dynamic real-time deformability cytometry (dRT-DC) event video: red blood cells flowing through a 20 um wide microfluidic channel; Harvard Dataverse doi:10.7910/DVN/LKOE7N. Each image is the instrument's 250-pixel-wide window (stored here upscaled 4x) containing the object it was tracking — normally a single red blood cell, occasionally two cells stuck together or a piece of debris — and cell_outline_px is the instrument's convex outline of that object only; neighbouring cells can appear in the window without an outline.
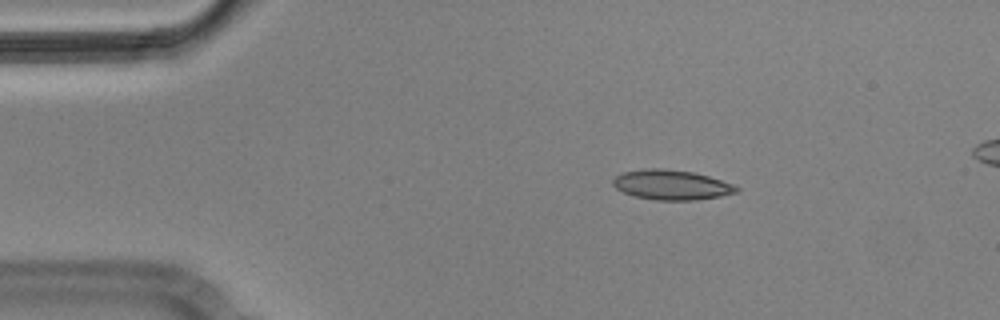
{"species": "Egyptian fruit bat (a non-hibernating species)", "species_latin": "Rousettus aegyptiacus", "temperature_condition": "cold", "stored_images_in_passage": 6, "camera_frame_rate_fps": 3000, "um_per_image_px": 0.085, "animal": {"sex": "male"}, "frame": {"image": 1, "passage_image": 3, "time_ms": 0.667, "image_size_px": [1000, 320], "cell_outline_px": [[740, 192], [720, 196], [692, 200], [656, 200], [636, 196], [624, 192], [616, 188], [612, 184], [612, 180], [616, 176], [624, 172], [648, 168], [664, 168], [696, 172], [732, 184], [740, 188]], "centroid_in_image_um": [57.09, 15.7], "position_along_channel_um": 27.9, "area_um2": 21.44}}